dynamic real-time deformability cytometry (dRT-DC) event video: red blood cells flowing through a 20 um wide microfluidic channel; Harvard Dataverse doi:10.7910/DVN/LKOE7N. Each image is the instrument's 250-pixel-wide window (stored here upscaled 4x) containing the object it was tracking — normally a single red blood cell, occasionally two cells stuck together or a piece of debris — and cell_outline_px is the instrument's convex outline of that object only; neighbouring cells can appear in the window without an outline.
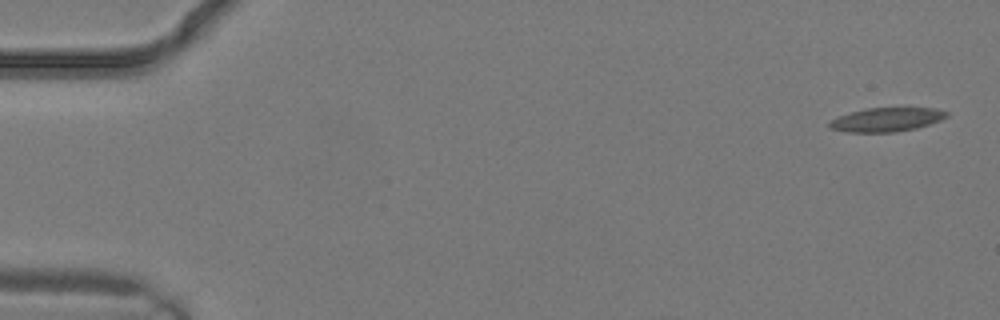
{"species": "common noctule bat (a hibernating species)", "species_latin": "Nyctalus noctula", "temperature_condition": "warm", "stored_images_in_passage": 2, "camera_frame_rate_fps": 3000, "um_per_image_px": 0.085, "animal": {"sex": "male", "body_mass_g": 19.2, "forearm_length_mm": 51.8}, "frame": {"image": 1, "passage_image": 1, "time_ms": 0.0, "image_size_px": [1000, 320], "cell_outline_px": [[948, 116], [940, 120], [916, 128], [896, 132], [848, 132], [828, 128], [828, 124], [832, 120], [840, 116], [852, 112], [868, 108], [936, 108], [948, 112]], "centroid_in_image_um": [75.37, 10.17], "position_along_channel_um": 9.6, "area_um2": 16.13}}